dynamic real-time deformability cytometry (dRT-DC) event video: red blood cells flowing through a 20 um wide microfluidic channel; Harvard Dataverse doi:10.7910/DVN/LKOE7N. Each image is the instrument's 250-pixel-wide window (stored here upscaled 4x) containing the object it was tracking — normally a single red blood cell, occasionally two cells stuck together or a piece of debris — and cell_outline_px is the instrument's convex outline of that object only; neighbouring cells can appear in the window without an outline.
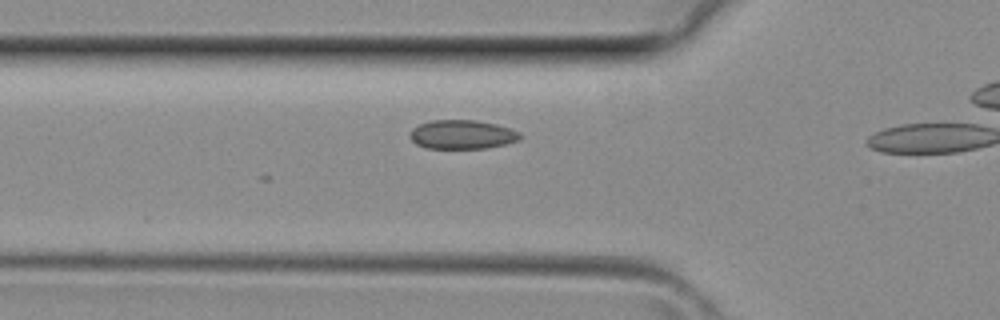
{"species": "common noctule bat (a hibernating species)", "species_latin": "Nyctalus noctula", "temperature_condition": "room temperature", "stored_images_in_passage": 8, "camera_frame_rate_fps": 3000, "um_per_image_px": 0.085, "animal": {"sex": "female", "body_mass_g": 29.2, "forearm_length_mm": 56.3}, "frame": {"image": 1, "passage_image": 4, "time_ms": 1.0, "image_size_px": [1000, 320], "cell_outline_px": [[524, 136], [520, 140], [488, 148], [428, 148], [416, 144], [408, 136], [408, 132], [412, 128], [420, 124], [432, 120], [476, 120], [496, 124], [512, 128], [520, 132]], "centroid_in_image_um": [39.31, 11.43], "position_along_channel_um": 86.5, "area_um2": 18.84}}
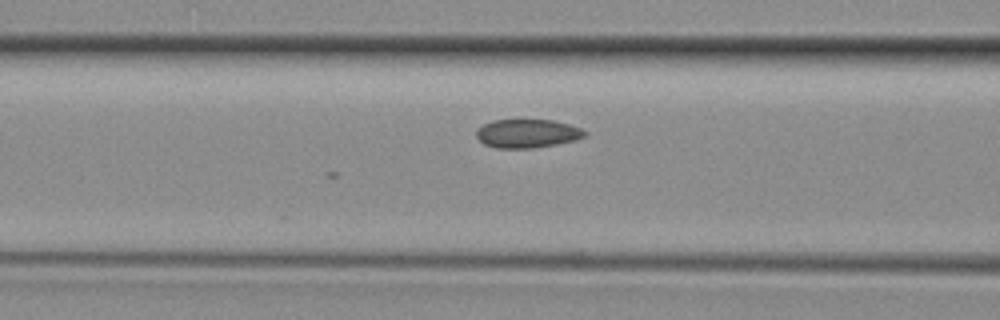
{"frame": {"image": 2, "passage_image": 6, "time_ms": 1.667, "image_size_px": [1000, 320], "cell_outline_px": [[588, 132], [584, 136], [576, 140], [556, 144], [532, 148], [496, 148], [484, 144], [476, 136], [476, 132], [484, 124], [492, 120], [552, 120], [568, 124], [580, 128]], "centroid_in_image_um": [44.82, 11.35], "position_along_channel_um": 121.8, "area_um2": 17.92}}